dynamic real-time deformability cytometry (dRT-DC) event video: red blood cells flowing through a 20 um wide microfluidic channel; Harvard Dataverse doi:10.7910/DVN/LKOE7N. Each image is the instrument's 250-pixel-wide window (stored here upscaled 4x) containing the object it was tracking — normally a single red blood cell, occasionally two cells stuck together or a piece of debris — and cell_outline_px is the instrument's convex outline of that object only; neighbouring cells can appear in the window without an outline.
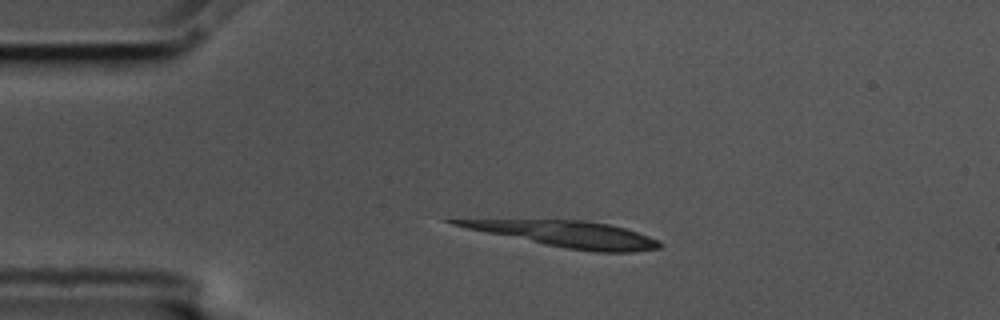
{"species": "common noctule bat (a hibernating species)", "species_latin": "Nyctalus noctula", "temperature_condition": "cold", "stored_images_in_passage": 11, "camera_frame_rate_fps": 3000, "um_per_image_px": 0.085, "animal": {"sex": "male", "body_mass_g": 17.5, "forearm_length_mm": 52.3}, "frame": {"image": 1, "passage_image": 11, "time_ms": 3.333, "image_size_px": [1000, 320], "cell_outline_px": [[664, 244], [660, 248], [632, 252], [596, 252], [568, 248], [544, 244], [468, 228], [452, 224], [444, 220], [588, 220], [612, 224], [660, 240]], "centroid_in_image_um": [48.29, 19.9], "position_along_channel_um": 36.7, "area_um2": 30.17}}